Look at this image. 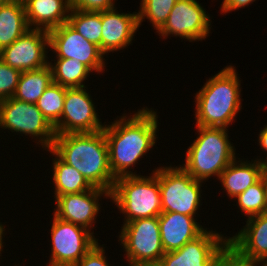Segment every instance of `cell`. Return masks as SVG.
Masks as SVG:
<instances>
[{
  "instance_id": "1",
  "label": "cell",
  "mask_w": 267,
  "mask_h": 266,
  "mask_svg": "<svg viewBox=\"0 0 267 266\" xmlns=\"http://www.w3.org/2000/svg\"><path fill=\"white\" fill-rule=\"evenodd\" d=\"M126 116L125 113L111 124H105L103 129L108 144L109 164L115 179L139 175L130 170L141 157L144 158L158 139L157 111L144 107Z\"/></svg>"
},
{
  "instance_id": "2",
  "label": "cell",
  "mask_w": 267,
  "mask_h": 266,
  "mask_svg": "<svg viewBox=\"0 0 267 266\" xmlns=\"http://www.w3.org/2000/svg\"><path fill=\"white\" fill-rule=\"evenodd\" d=\"M51 150L79 171L92 187L112 192L116 179L103 130L56 135Z\"/></svg>"
},
{
  "instance_id": "3",
  "label": "cell",
  "mask_w": 267,
  "mask_h": 266,
  "mask_svg": "<svg viewBox=\"0 0 267 266\" xmlns=\"http://www.w3.org/2000/svg\"><path fill=\"white\" fill-rule=\"evenodd\" d=\"M234 66L228 65L206 80L195 94L196 126L228 128L241 105V80Z\"/></svg>"
},
{
  "instance_id": "4",
  "label": "cell",
  "mask_w": 267,
  "mask_h": 266,
  "mask_svg": "<svg viewBox=\"0 0 267 266\" xmlns=\"http://www.w3.org/2000/svg\"><path fill=\"white\" fill-rule=\"evenodd\" d=\"M199 136L186 151L185 163L180 165L196 180L219 179L220 174L236 158L228 129L223 127L196 126Z\"/></svg>"
},
{
  "instance_id": "5",
  "label": "cell",
  "mask_w": 267,
  "mask_h": 266,
  "mask_svg": "<svg viewBox=\"0 0 267 266\" xmlns=\"http://www.w3.org/2000/svg\"><path fill=\"white\" fill-rule=\"evenodd\" d=\"M154 169L149 176L130 175L115 180L110 199L125 215L123 223L158 217L162 213L161 192Z\"/></svg>"
},
{
  "instance_id": "6",
  "label": "cell",
  "mask_w": 267,
  "mask_h": 266,
  "mask_svg": "<svg viewBox=\"0 0 267 266\" xmlns=\"http://www.w3.org/2000/svg\"><path fill=\"white\" fill-rule=\"evenodd\" d=\"M162 212L196 217L200 209L203 181L194 179L180 165L157 167Z\"/></svg>"
},
{
  "instance_id": "7",
  "label": "cell",
  "mask_w": 267,
  "mask_h": 266,
  "mask_svg": "<svg viewBox=\"0 0 267 266\" xmlns=\"http://www.w3.org/2000/svg\"><path fill=\"white\" fill-rule=\"evenodd\" d=\"M0 128L31 136L43 150L51 149L56 137L54 127L36 104L13 97L0 101Z\"/></svg>"
},
{
  "instance_id": "8",
  "label": "cell",
  "mask_w": 267,
  "mask_h": 266,
  "mask_svg": "<svg viewBox=\"0 0 267 266\" xmlns=\"http://www.w3.org/2000/svg\"><path fill=\"white\" fill-rule=\"evenodd\" d=\"M119 234L128 265L160 261L165 251L161 242L158 217L136 219L124 223Z\"/></svg>"
},
{
  "instance_id": "9",
  "label": "cell",
  "mask_w": 267,
  "mask_h": 266,
  "mask_svg": "<svg viewBox=\"0 0 267 266\" xmlns=\"http://www.w3.org/2000/svg\"><path fill=\"white\" fill-rule=\"evenodd\" d=\"M51 257L47 266H74L98 242L94 231L64 221L53 214Z\"/></svg>"
},
{
  "instance_id": "10",
  "label": "cell",
  "mask_w": 267,
  "mask_h": 266,
  "mask_svg": "<svg viewBox=\"0 0 267 266\" xmlns=\"http://www.w3.org/2000/svg\"><path fill=\"white\" fill-rule=\"evenodd\" d=\"M49 48L56 58H72L85 64L93 73L104 72L105 58L99 46L87 41L68 22L48 31Z\"/></svg>"
},
{
  "instance_id": "11",
  "label": "cell",
  "mask_w": 267,
  "mask_h": 266,
  "mask_svg": "<svg viewBox=\"0 0 267 266\" xmlns=\"http://www.w3.org/2000/svg\"><path fill=\"white\" fill-rule=\"evenodd\" d=\"M86 87L66 88L60 121L54 126L56 135L67 133L98 132L104 125L96 112L95 103Z\"/></svg>"
},
{
  "instance_id": "12",
  "label": "cell",
  "mask_w": 267,
  "mask_h": 266,
  "mask_svg": "<svg viewBox=\"0 0 267 266\" xmlns=\"http://www.w3.org/2000/svg\"><path fill=\"white\" fill-rule=\"evenodd\" d=\"M210 15L196 0H178L173 6L166 23L156 33L166 39L179 36L189 42L202 41L211 29Z\"/></svg>"
},
{
  "instance_id": "13",
  "label": "cell",
  "mask_w": 267,
  "mask_h": 266,
  "mask_svg": "<svg viewBox=\"0 0 267 266\" xmlns=\"http://www.w3.org/2000/svg\"><path fill=\"white\" fill-rule=\"evenodd\" d=\"M48 48V31L29 29L14 43L0 50V59L21 72L36 70L49 64Z\"/></svg>"
},
{
  "instance_id": "14",
  "label": "cell",
  "mask_w": 267,
  "mask_h": 266,
  "mask_svg": "<svg viewBox=\"0 0 267 266\" xmlns=\"http://www.w3.org/2000/svg\"><path fill=\"white\" fill-rule=\"evenodd\" d=\"M228 244V236L206 230L182 248L165 252L160 259L163 266H212Z\"/></svg>"
},
{
  "instance_id": "15",
  "label": "cell",
  "mask_w": 267,
  "mask_h": 266,
  "mask_svg": "<svg viewBox=\"0 0 267 266\" xmlns=\"http://www.w3.org/2000/svg\"><path fill=\"white\" fill-rule=\"evenodd\" d=\"M110 199V192L93 187L78 194H64L55 198L54 215L64 221L72 222L91 232L101 209V197Z\"/></svg>"
},
{
  "instance_id": "16",
  "label": "cell",
  "mask_w": 267,
  "mask_h": 266,
  "mask_svg": "<svg viewBox=\"0 0 267 266\" xmlns=\"http://www.w3.org/2000/svg\"><path fill=\"white\" fill-rule=\"evenodd\" d=\"M102 53L116 52L128 47L138 31V12L119 13L117 8L101 11Z\"/></svg>"
},
{
  "instance_id": "17",
  "label": "cell",
  "mask_w": 267,
  "mask_h": 266,
  "mask_svg": "<svg viewBox=\"0 0 267 266\" xmlns=\"http://www.w3.org/2000/svg\"><path fill=\"white\" fill-rule=\"evenodd\" d=\"M246 225L228 244L241 256L267 263V212L247 218Z\"/></svg>"
},
{
  "instance_id": "18",
  "label": "cell",
  "mask_w": 267,
  "mask_h": 266,
  "mask_svg": "<svg viewBox=\"0 0 267 266\" xmlns=\"http://www.w3.org/2000/svg\"><path fill=\"white\" fill-rule=\"evenodd\" d=\"M158 221L165 252L182 248L206 230L197 222V218L175 212H162Z\"/></svg>"
},
{
  "instance_id": "19",
  "label": "cell",
  "mask_w": 267,
  "mask_h": 266,
  "mask_svg": "<svg viewBox=\"0 0 267 266\" xmlns=\"http://www.w3.org/2000/svg\"><path fill=\"white\" fill-rule=\"evenodd\" d=\"M24 6L30 29L46 31L68 22L71 10L69 0H26Z\"/></svg>"
},
{
  "instance_id": "20",
  "label": "cell",
  "mask_w": 267,
  "mask_h": 266,
  "mask_svg": "<svg viewBox=\"0 0 267 266\" xmlns=\"http://www.w3.org/2000/svg\"><path fill=\"white\" fill-rule=\"evenodd\" d=\"M267 166L259 160H237L236 158L220 174L218 180L222 189L231 199L246 191L250 186L258 182Z\"/></svg>"
},
{
  "instance_id": "21",
  "label": "cell",
  "mask_w": 267,
  "mask_h": 266,
  "mask_svg": "<svg viewBox=\"0 0 267 266\" xmlns=\"http://www.w3.org/2000/svg\"><path fill=\"white\" fill-rule=\"evenodd\" d=\"M30 29L23 2L10 0L0 6V50Z\"/></svg>"
},
{
  "instance_id": "22",
  "label": "cell",
  "mask_w": 267,
  "mask_h": 266,
  "mask_svg": "<svg viewBox=\"0 0 267 266\" xmlns=\"http://www.w3.org/2000/svg\"><path fill=\"white\" fill-rule=\"evenodd\" d=\"M47 151L55 156L52 161L54 198L64 194L82 193L93 188L73 166L63 162L51 149Z\"/></svg>"
},
{
  "instance_id": "23",
  "label": "cell",
  "mask_w": 267,
  "mask_h": 266,
  "mask_svg": "<svg viewBox=\"0 0 267 266\" xmlns=\"http://www.w3.org/2000/svg\"><path fill=\"white\" fill-rule=\"evenodd\" d=\"M52 83V69L49 64L40 69L23 71L13 98L35 104Z\"/></svg>"
},
{
  "instance_id": "24",
  "label": "cell",
  "mask_w": 267,
  "mask_h": 266,
  "mask_svg": "<svg viewBox=\"0 0 267 266\" xmlns=\"http://www.w3.org/2000/svg\"><path fill=\"white\" fill-rule=\"evenodd\" d=\"M54 61V64L49 61L53 83L66 88L87 87L84 80H87L92 71L85 64L72 58H57Z\"/></svg>"
},
{
  "instance_id": "25",
  "label": "cell",
  "mask_w": 267,
  "mask_h": 266,
  "mask_svg": "<svg viewBox=\"0 0 267 266\" xmlns=\"http://www.w3.org/2000/svg\"><path fill=\"white\" fill-rule=\"evenodd\" d=\"M68 23L87 41L99 46L102 52L101 11H84L71 8Z\"/></svg>"
},
{
  "instance_id": "26",
  "label": "cell",
  "mask_w": 267,
  "mask_h": 266,
  "mask_svg": "<svg viewBox=\"0 0 267 266\" xmlns=\"http://www.w3.org/2000/svg\"><path fill=\"white\" fill-rule=\"evenodd\" d=\"M66 87L52 83L35 103L47 121L54 127L61 119Z\"/></svg>"
},
{
  "instance_id": "27",
  "label": "cell",
  "mask_w": 267,
  "mask_h": 266,
  "mask_svg": "<svg viewBox=\"0 0 267 266\" xmlns=\"http://www.w3.org/2000/svg\"><path fill=\"white\" fill-rule=\"evenodd\" d=\"M234 199H237L236 203L238 205L236 206H238L241 212L248 218L267 212L263 174L258 182L250 186L246 191L242 192Z\"/></svg>"
},
{
  "instance_id": "28",
  "label": "cell",
  "mask_w": 267,
  "mask_h": 266,
  "mask_svg": "<svg viewBox=\"0 0 267 266\" xmlns=\"http://www.w3.org/2000/svg\"><path fill=\"white\" fill-rule=\"evenodd\" d=\"M178 0H141L138 10V24L146 19L152 23V27L158 32L166 23L168 16Z\"/></svg>"
},
{
  "instance_id": "29",
  "label": "cell",
  "mask_w": 267,
  "mask_h": 266,
  "mask_svg": "<svg viewBox=\"0 0 267 266\" xmlns=\"http://www.w3.org/2000/svg\"><path fill=\"white\" fill-rule=\"evenodd\" d=\"M21 71L0 59V101L13 97Z\"/></svg>"
},
{
  "instance_id": "30",
  "label": "cell",
  "mask_w": 267,
  "mask_h": 266,
  "mask_svg": "<svg viewBox=\"0 0 267 266\" xmlns=\"http://www.w3.org/2000/svg\"><path fill=\"white\" fill-rule=\"evenodd\" d=\"M219 259L226 266H260V265L267 266V263L265 262L248 259L241 256L229 244H227L225 248L222 250V252L219 254Z\"/></svg>"
},
{
  "instance_id": "31",
  "label": "cell",
  "mask_w": 267,
  "mask_h": 266,
  "mask_svg": "<svg viewBox=\"0 0 267 266\" xmlns=\"http://www.w3.org/2000/svg\"><path fill=\"white\" fill-rule=\"evenodd\" d=\"M104 248L97 242L74 266H111L106 258Z\"/></svg>"
},
{
  "instance_id": "32",
  "label": "cell",
  "mask_w": 267,
  "mask_h": 266,
  "mask_svg": "<svg viewBox=\"0 0 267 266\" xmlns=\"http://www.w3.org/2000/svg\"><path fill=\"white\" fill-rule=\"evenodd\" d=\"M70 7L84 11H103L115 7V0H69Z\"/></svg>"
},
{
  "instance_id": "33",
  "label": "cell",
  "mask_w": 267,
  "mask_h": 266,
  "mask_svg": "<svg viewBox=\"0 0 267 266\" xmlns=\"http://www.w3.org/2000/svg\"><path fill=\"white\" fill-rule=\"evenodd\" d=\"M256 0H223L221 6V14H226L245 6L251 5ZM251 3V4H250Z\"/></svg>"
},
{
  "instance_id": "34",
  "label": "cell",
  "mask_w": 267,
  "mask_h": 266,
  "mask_svg": "<svg viewBox=\"0 0 267 266\" xmlns=\"http://www.w3.org/2000/svg\"><path fill=\"white\" fill-rule=\"evenodd\" d=\"M258 144L260 145V149L263 150L267 154V125H264L263 129H261L259 135H258ZM259 160L261 163L265 164L267 166V156L266 159H256Z\"/></svg>"
},
{
  "instance_id": "35",
  "label": "cell",
  "mask_w": 267,
  "mask_h": 266,
  "mask_svg": "<svg viewBox=\"0 0 267 266\" xmlns=\"http://www.w3.org/2000/svg\"><path fill=\"white\" fill-rule=\"evenodd\" d=\"M129 266H163L161 261H150V262H138L130 264Z\"/></svg>"
},
{
  "instance_id": "36",
  "label": "cell",
  "mask_w": 267,
  "mask_h": 266,
  "mask_svg": "<svg viewBox=\"0 0 267 266\" xmlns=\"http://www.w3.org/2000/svg\"><path fill=\"white\" fill-rule=\"evenodd\" d=\"M5 226H3V224H2V222H0V256H1V251H3L2 250V248L4 247L2 244L4 243L3 242V236H4V234H5V228H4ZM15 266V265H14Z\"/></svg>"
},
{
  "instance_id": "37",
  "label": "cell",
  "mask_w": 267,
  "mask_h": 266,
  "mask_svg": "<svg viewBox=\"0 0 267 266\" xmlns=\"http://www.w3.org/2000/svg\"><path fill=\"white\" fill-rule=\"evenodd\" d=\"M263 184H264V187H265L266 202H267V168L263 172Z\"/></svg>"
},
{
  "instance_id": "38",
  "label": "cell",
  "mask_w": 267,
  "mask_h": 266,
  "mask_svg": "<svg viewBox=\"0 0 267 266\" xmlns=\"http://www.w3.org/2000/svg\"><path fill=\"white\" fill-rule=\"evenodd\" d=\"M212 266H226L219 258L212 264Z\"/></svg>"
},
{
  "instance_id": "39",
  "label": "cell",
  "mask_w": 267,
  "mask_h": 266,
  "mask_svg": "<svg viewBox=\"0 0 267 266\" xmlns=\"http://www.w3.org/2000/svg\"><path fill=\"white\" fill-rule=\"evenodd\" d=\"M9 1H10V0H0V6L6 4V3L9 2Z\"/></svg>"
},
{
  "instance_id": "40",
  "label": "cell",
  "mask_w": 267,
  "mask_h": 266,
  "mask_svg": "<svg viewBox=\"0 0 267 266\" xmlns=\"http://www.w3.org/2000/svg\"><path fill=\"white\" fill-rule=\"evenodd\" d=\"M13 1H19V2H25L26 0H13Z\"/></svg>"
}]
</instances>
